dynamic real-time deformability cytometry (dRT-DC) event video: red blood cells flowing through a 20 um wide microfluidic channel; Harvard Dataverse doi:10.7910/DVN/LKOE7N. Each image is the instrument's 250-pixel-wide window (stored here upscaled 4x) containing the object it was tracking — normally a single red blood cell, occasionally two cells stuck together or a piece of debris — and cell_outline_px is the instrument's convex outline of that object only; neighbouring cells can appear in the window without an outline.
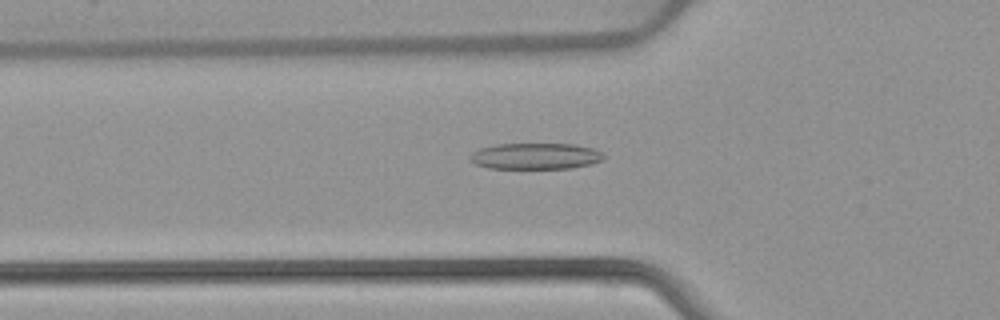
{"species": "common noctule bat (a hibernating species)", "species_latin": "Nyctalus noctula", "temperature_condition": "warm", "stored_images_in_passage": 52, "camera_frame_rate_fps": 3000, "um_per_image_px": 0.085, "animal": {"sex": "female", "body_mass_g": 22.7, "forearm_length_mm": 54.2}, "frame": {"image": 1, "passage_image": 18, "time_ms": 5.667, "image_size_px": [1000, 320], "cell_outline_px": [[604, 160], [592, 164], [572, 168], [488, 168], [476, 164], [468, 160], [468, 156], [472, 152], [480, 148], [496, 144], [576, 144], [596, 148], [604, 156]], "centroid_in_image_um": [45.53, 13.27], "position_along_channel_um": 80.3, "area_um2": 20.63}}
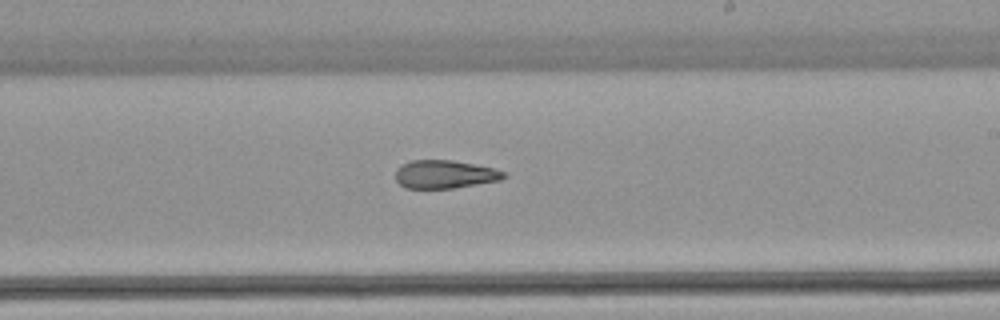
{"frame": {"image": 2, "passage_image": 31, "time_ms": 10.0, "image_size_px": [1000, 320], "cell_outline_px": [[508, 176], [500, 180], [452, 188], [404, 188], [396, 180], [396, 168], [400, 164], [412, 160], [452, 160], [476, 164], [496, 168], [504, 172]], "centroid_in_image_um": [37.8, 14.8], "position_along_channel_um": 251.2, "area_um2": 17.92}}
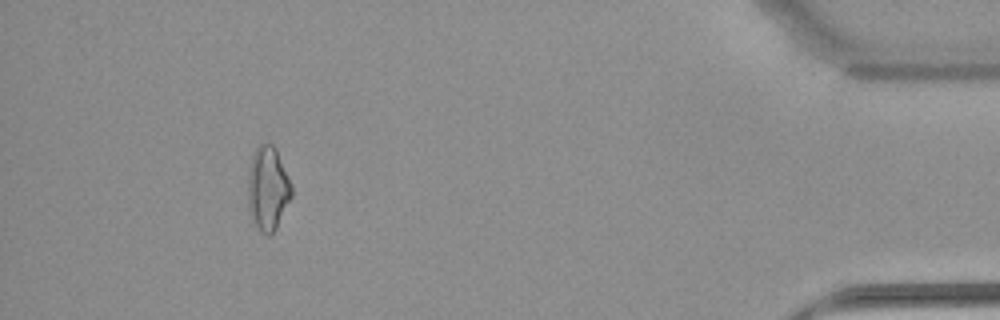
{"frame": {"image": 3, "passage_image": 48, "time_ms": 15.667, "image_size_px": [1000, 320], "cell_outline_px": [[292, 196], [276, 228], [268, 236], [260, 232], [248, 212], [248, 172], [252, 152], [260, 140], [272, 144], [276, 148], [292, 188]], "centroid_in_image_um": [22.73, 15.97], "position_along_channel_um": 412.5, "area_um2": 21.62}, "authors_computed_cell_mechanics": {"area_um2": 20.1433, "velocity_mm_per_s": 3.9342, "shape_relaxation_time_tau1_ms": null, "shape_relaxation_time_tau2_ms": 4.7613, "deformation_change_tau1": null, "deformation_change_tau2": 0.1612}}